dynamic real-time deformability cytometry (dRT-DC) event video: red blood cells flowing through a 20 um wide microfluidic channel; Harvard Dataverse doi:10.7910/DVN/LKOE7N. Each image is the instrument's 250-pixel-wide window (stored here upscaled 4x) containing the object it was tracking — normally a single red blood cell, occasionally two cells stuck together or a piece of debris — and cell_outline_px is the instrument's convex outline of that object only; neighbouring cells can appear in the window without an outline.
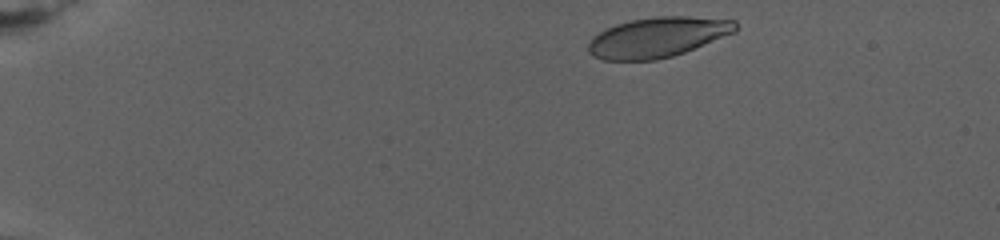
{"species": "human", "species_latin": "Homo sapiens", "temperature_condition": "warm", "stored_images_in_passage": 35, "camera_frame_rate_fps": 3000, "um_per_image_px": 0.085, "donor": {"sex": "female"}, "frame": {"image": 1, "passage_image": 1, "time_ms": 0.0, "image_size_px": [1000, 240], "cell_outline_px": [[736, 32], [684, 52], [672, 56], [656, 60], [604, 60], [592, 56], [588, 52], [588, 44], [600, 32], [616, 24], [632, 20], [656, 16], [688, 16], [736, 20]], "centroid_in_image_um": [55.92, 3.16], "position_along_channel_um": 29.1, "area_um2": 34.16}}
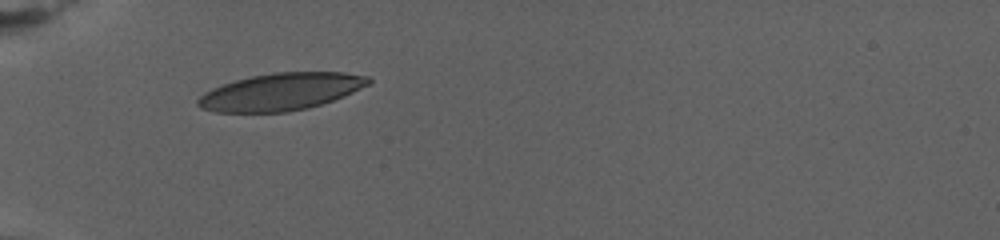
{"frame": {"image": 2, "passage_image": 25, "time_ms": 4.667, "image_size_px": [1000, 240], "cell_outline_px": [[372, 84], [344, 96], [308, 108], [288, 112], [216, 112], [200, 108], [196, 104], [196, 100], [204, 92], [212, 88], [236, 80], [252, 76], [272, 72], [344, 72], [368, 76], [372, 80]], "centroid_in_image_um": [23.89, 7.79], "position_along_channel_um": 61.1, "area_um2": 37.11}}
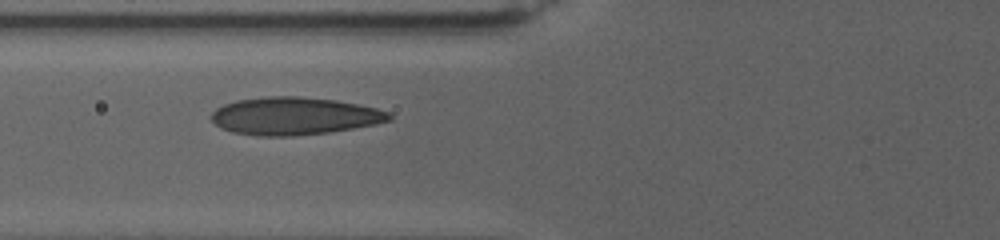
{"frame": {"image": 3, "passage_image": 34, "time_ms": 6.667, "image_size_px": [1000, 240], "cell_outline_px": [[392, 120], [376, 124], [328, 132], [292, 136], [256, 136], [232, 132], [220, 128], [212, 120], [212, 112], [216, 108], [224, 104], [236, 100], [268, 96], [300, 96], [336, 100], [376, 108], [388, 112], [392, 116]], "centroid_in_image_um": [25.0, 9.86], "position_along_channel_um": 100.8, "area_um2": 39.02}}